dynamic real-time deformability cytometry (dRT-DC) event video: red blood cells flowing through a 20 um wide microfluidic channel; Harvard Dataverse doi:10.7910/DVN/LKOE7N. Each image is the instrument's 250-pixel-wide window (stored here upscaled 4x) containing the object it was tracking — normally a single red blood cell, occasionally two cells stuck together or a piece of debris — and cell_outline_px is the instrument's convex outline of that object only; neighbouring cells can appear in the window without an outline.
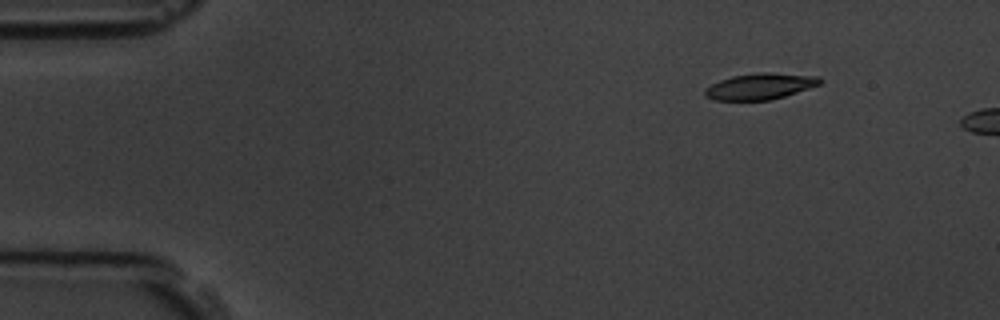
{"species": "common noctule bat (a hibernating species)", "species_latin": "Nyctalus noctula", "temperature_condition": "room temperature", "stored_images_in_passage": 4, "camera_frame_rate_fps": 3000, "um_per_image_px": 0.085, "animal": {"sex": "male", "body_mass_g": 19.5, "forearm_length_mm": 54.6}, "frame": {"image": 1, "passage_image": 2, "time_ms": 1.333, "image_size_px": [1000, 320], "cell_outline_px": [[824, 80], [820, 84], [784, 96], [768, 100], [716, 100], [704, 96], [704, 88], [720, 80], [732, 76], [756, 72], [764, 72], [820, 76]], "centroid_in_image_um": [64.6, 7.33], "position_along_channel_um": 20.4, "area_um2": 17.51}}